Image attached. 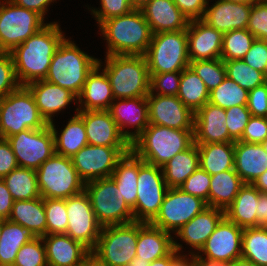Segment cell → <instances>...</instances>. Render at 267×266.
<instances>
[{
	"mask_svg": "<svg viewBox=\"0 0 267 266\" xmlns=\"http://www.w3.org/2000/svg\"><path fill=\"white\" fill-rule=\"evenodd\" d=\"M138 193L134 221L150 223L158 214L168 186L161 167L139 158Z\"/></svg>",
	"mask_w": 267,
	"mask_h": 266,
	"instance_id": "obj_12",
	"label": "cell"
},
{
	"mask_svg": "<svg viewBox=\"0 0 267 266\" xmlns=\"http://www.w3.org/2000/svg\"><path fill=\"white\" fill-rule=\"evenodd\" d=\"M242 234L243 228L224 217L203 248L198 253L191 250L189 255L204 254L210 259L231 262L242 257Z\"/></svg>",
	"mask_w": 267,
	"mask_h": 266,
	"instance_id": "obj_18",
	"label": "cell"
},
{
	"mask_svg": "<svg viewBox=\"0 0 267 266\" xmlns=\"http://www.w3.org/2000/svg\"><path fill=\"white\" fill-rule=\"evenodd\" d=\"M177 97L194 113L209 101V91L204 81L190 66L181 71Z\"/></svg>",
	"mask_w": 267,
	"mask_h": 266,
	"instance_id": "obj_39",
	"label": "cell"
},
{
	"mask_svg": "<svg viewBox=\"0 0 267 266\" xmlns=\"http://www.w3.org/2000/svg\"><path fill=\"white\" fill-rule=\"evenodd\" d=\"M17 167L18 164L9 141L0 138V179Z\"/></svg>",
	"mask_w": 267,
	"mask_h": 266,
	"instance_id": "obj_58",
	"label": "cell"
},
{
	"mask_svg": "<svg viewBox=\"0 0 267 266\" xmlns=\"http://www.w3.org/2000/svg\"><path fill=\"white\" fill-rule=\"evenodd\" d=\"M244 185V181L235 172V169L211 175L209 207L225 211Z\"/></svg>",
	"mask_w": 267,
	"mask_h": 266,
	"instance_id": "obj_37",
	"label": "cell"
},
{
	"mask_svg": "<svg viewBox=\"0 0 267 266\" xmlns=\"http://www.w3.org/2000/svg\"><path fill=\"white\" fill-rule=\"evenodd\" d=\"M212 5H207L202 18L211 27L222 33L247 28L252 3L217 0Z\"/></svg>",
	"mask_w": 267,
	"mask_h": 266,
	"instance_id": "obj_22",
	"label": "cell"
},
{
	"mask_svg": "<svg viewBox=\"0 0 267 266\" xmlns=\"http://www.w3.org/2000/svg\"><path fill=\"white\" fill-rule=\"evenodd\" d=\"M26 87L31 91L38 111L47 124L54 122V115L71 102L77 104V97L72 92L45 79L31 82Z\"/></svg>",
	"mask_w": 267,
	"mask_h": 266,
	"instance_id": "obj_24",
	"label": "cell"
},
{
	"mask_svg": "<svg viewBox=\"0 0 267 266\" xmlns=\"http://www.w3.org/2000/svg\"><path fill=\"white\" fill-rule=\"evenodd\" d=\"M255 39L248 29H236L223 33L221 59H242Z\"/></svg>",
	"mask_w": 267,
	"mask_h": 266,
	"instance_id": "obj_44",
	"label": "cell"
},
{
	"mask_svg": "<svg viewBox=\"0 0 267 266\" xmlns=\"http://www.w3.org/2000/svg\"><path fill=\"white\" fill-rule=\"evenodd\" d=\"M66 211L68 225L65 234L92 251L103 226L95 217L90 198L85 190L80 194L66 198Z\"/></svg>",
	"mask_w": 267,
	"mask_h": 266,
	"instance_id": "obj_16",
	"label": "cell"
},
{
	"mask_svg": "<svg viewBox=\"0 0 267 266\" xmlns=\"http://www.w3.org/2000/svg\"><path fill=\"white\" fill-rule=\"evenodd\" d=\"M264 149H265V152L267 154V139L262 143Z\"/></svg>",
	"mask_w": 267,
	"mask_h": 266,
	"instance_id": "obj_72",
	"label": "cell"
},
{
	"mask_svg": "<svg viewBox=\"0 0 267 266\" xmlns=\"http://www.w3.org/2000/svg\"><path fill=\"white\" fill-rule=\"evenodd\" d=\"M36 236L27 227L4 220L0 236V266H13L19 249Z\"/></svg>",
	"mask_w": 267,
	"mask_h": 266,
	"instance_id": "obj_38",
	"label": "cell"
},
{
	"mask_svg": "<svg viewBox=\"0 0 267 266\" xmlns=\"http://www.w3.org/2000/svg\"><path fill=\"white\" fill-rule=\"evenodd\" d=\"M180 255L172 264L171 266H195V260L193 255L189 254ZM190 257V258H189Z\"/></svg>",
	"mask_w": 267,
	"mask_h": 266,
	"instance_id": "obj_64",
	"label": "cell"
},
{
	"mask_svg": "<svg viewBox=\"0 0 267 266\" xmlns=\"http://www.w3.org/2000/svg\"><path fill=\"white\" fill-rule=\"evenodd\" d=\"M98 60L80 50L74 41L64 38L52 57L45 80L66 88L78 97Z\"/></svg>",
	"mask_w": 267,
	"mask_h": 266,
	"instance_id": "obj_4",
	"label": "cell"
},
{
	"mask_svg": "<svg viewBox=\"0 0 267 266\" xmlns=\"http://www.w3.org/2000/svg\"><path fill=\"white\" fill-rule=\"evenodd\" d=\"M248 95V90L226 76L215 89L209 92L208 102L226 110L236 105H247Z\"/></svg>",
	"mask_w": 267,
	"mask_h": 266,
	"instance_id": "obj_42",
	"label": "cell"
},
{
	"mask_svg": "<svg viewBox=\"0 0 267 266\" xmlns=\"http://www.w3.org/2000/svg\"><path fill=\"white\" fill-rule=\"evenodd\" d=\"M230 266H255V265L251 261L241 257L231 261Z\"/></svg>",
	"mask_w": 267,
	"mask_h": 266,
	"instance_id": "obj_68",
	"label": "cell"
},
{
	"mask_svg": "<svg viewBox=\"0 0 267 266\" xmlns=\"http://www.w3.org/2000/svg\"><path fill=\"white\" fill-rule=\"evenodd\" d=\"M178 9L190 20L202 19L209 0H173Z\"/></svg>",
	"mask_w": 267,
	"mask_h": 266,
	"instance_id": "obj_57",
	"label": "cell"
},
{
	"mask_svg": "<svg viewBox=\"0 0 267 266\" xmlns=\"http://www.w3.org/2000/svg\"><path fill=\"white\" fill-rule=\"evenodd\" d=\"M13 266H48L42 237L24 244L18 251Z\"/></svg>",
	"mask_w": 267,
	"mask_h": 266,
	"instance_id": "obj_47",
	"label": "cell"
},
{
	"mask_svg": "<svg viewBox=\"0 0 267 266\" xmlns=\"http://www.w3.org/2000/svg\"><path fill=\"white\" fill-rule=\"evenodd\" d=\"M195 260V266H230L229 261H219L216 259H210L203 257V255H193Z\"/></svg>",
	"mask_w": 267,
	"mask_h": 266,
	"instance_id": "obj_63",
	"label": "cell"
},
{
	"mask_svg": "<svg viewBox=\"0 0 267 266\" xmlns=\"http://www.w3.org/2000/svg\"><path fill=\"white\" fill-rule=\"evenodd\" d=\"M48 266H83L91 251L66 234L42 237Z\"/></svg>",
	"mask_w": 267,
	"mask_h": 266,
	"instance_id": "obj_25",
	"label": "cell"
},
{
	"mask_svg": "<svg viewBox=\"0 0 267 266\" xmlns=\"http://www.w3.org/2000/svg\"><path fill=\"white\" fill-rule=\"evenodd\" d=\"M247 108L252 116L267 117V82L249 91Z\"/></svg>",
	"mask_w": 267,
	"mask_h": 266,
	"instance_id": "obj_56",
	"label": "cell"
},
{
	"mask_svg": "<svg viewBox=\"0 0 267 266\" xmlns=\"http://www.w3.org/2000/svg\"><path fill=\"white\" fill-rule=\"evenodd\" d=\"M194 143V130H178L149 124L131 142V151L144 162L163 167L177 153Z\"/></svg>",
	"mask_w": 267,
	"mask_h": 266,
	"instance_id": "obj_3",
	"label": "cell"
},
{
	"mask_svg": "<svg viewBox=\"0 0 267 266\" xmlns=\"http://www.w3.org/2000/svg\"><path fill=\"white\" fill-rule=\"evenodd\" d=\"M234 169L245 184H253L267 170V154L263 145L235 141Z\"/></svg>",
	"mask_w": 267,
	"mask_h": 266,
	"instance_id": "obj_30",
	"label": "cell"
},
{
	"mask_svg": "<svg viewBox=\"0 0 267 266\" xmlns=\"http://www.w3.org/2000/svg\"><path fill=\"white\" fill-rule=\"evenodd\" d=\"M254 2H258V3H267V0H254Z\"/></svg>",
	"mask_w": 267,
	"mask_h": 266,
	"instance_id": "obj_73",
	"label": "cell"
},
{
	"mask_svg": "<svg viewBox=\"0 0 267 266\" xmlns=\"http://www.w3.org/2000/svg\"><path fill=\"white\" fill-rule=\"evenodd\" d=\"M149 124L194 130L195 113L177 96L148 94Z\"/></svg>",
	"mask_w": 267,
	"mask_h": 266,
	"instance_id": "obj_17",
	"label": "cell"
},
{
	"mask_svg": "<svg viewBox=\"0 0 267 266\" xmlns=\"http://www.w3.org/2000/svg\"><path fill=\"white\" fill-rule=\"evenodd\" d=\"M3 224H4V219L0 218V236H1L2 228H3Z\"/></svg>",
	"mask_w": 267,
	"mask_h": 266,
	"instance_id": "obj_71",
	"label": "cell"
},
{
	"mask_svg": "<svg viewBox=\"0 0 267 266\" xmlns=\"http://www.w3.org/2000/svg\"><path fill=\"white\" fill-rule=\"evenodd\" d=\"M84 190L90 198L95 217L102 226L134 221L133 210L126 204L110 177L88 181Z\"/></svg>",
	"mask_w": 267,
	"mask_h": 266,
	"instance_id": "obj_10",
	"label": "cell"
},
{
	"mask_svg": "<svg viewBox=\"0 0 267 266\" xmlns=\"http://www.w3.org/2000/svg\"><path fill=\"white\" fill-rule=\"evenodd\" d=\"M144 56L149 73L183 71L190 64L187 30L153 34Z\"/></svg>",
	"mask_w": 267,
	"mask_h": 266,
	"instance_id": "obj_8",
	"label": "cell"
},
{
	"mask_svg": "<svg viewBox=\"0 0 267 266\" xmlns=\"http://www.w3.org/2000/svg\"><path fill=\"white\" fill-rule=\"evenodd\" d=\"M63 33L58 22H49L10 52L20 86L46 78L52 57L65 38Z\"/></svg>",
	"mask_w": 267,
	"mask_h": 266,
	"instance_id": "obj_1",
	"label": "cell"
},
{
	"mask_svg": "<svg viewBox=\"0 0 267 266\" xmlns=\"http://www.w3.org/2000/svg\"><path fill=\"white\" fill-rule=\"evenodd\" d=\"M226 111V123L229 136L234 141H239L242 137V133L251 118V113L247 108V105H236L228 108Z\"/></svg>",
	"mask_w": 267,
	"mask_h": 266,
	"instance_id": "obj_50",
	"label": "cell"
},
{
	"mask_svg": "<svg viewBox=\"0 0 267 266\" xmlns=\"http://www.w3.org/2000/svg\"><path fill=\"white\" fill-rule=\"evenodd\" d=\"M36 174L43 199H66L85 189V182L79 177L72 159L57 153L42 163Z\"/></svg>",
	"mask_w": 267,
	"mask_h": 266,
	"instance_id": "obj_7",
	"label": "cell"
},
{
	"mask_svg": "<svg viewBox=\"0 0 267 266\" xmlns=\"http://www.w3.org/2000/svg\"><path fill=\"white\" fill-rule=\"evenodd\" d=\"M19 86L11 53L0 51V100Z\"/></svg>",
	"mask_w": 267,
	"mask_h": 266,
	"instance_id": "obj_51",
	"label": "cell"
},
{
	"mask_svg": "<svg viewBox=\"0 0 267 266\" xmlns=\"http://www.w3.org/2000/svg\"><path fill=\"white\" fill-rule=\"evenodd\" d=\"M131 147H108L87 144L71 157L79 177L86 183L111 177L117 162Z\"/></svg>",
	"mask_w": 267,
	"mask_h": 266,
	"instance_id": "obj_15",
	"label": "cell"
},
{
	"mask_svg": "<svg viewBox=\"0 0 267 266\" xmlns=\"http://www.w3.org/2000/svg\"><path fill=\"white\" fill-rule=\"evenodd\" d=\"M200 167L210 175L234 169L235 142L197 144Z\"/></svg>",
	"mask_w": 267,
	"mask_h": 266,
	"instance_id": "obj_35",
	"label": "cell"
},
{
	"mask_svg": "<svg viewBox=\"0 0 267 266\" xmlns=\"http://www.w3.org/2000/svg\"><path fill=\"white\" fill-rule=\"evenodd\" d=\"M109 112L121 133L130 143L149 125L147 97L115 99ZM128 126L135 128L134 131L125 130Z\"/></svg>",
	"mask_w": 267,
	"mask_h": 266,
	"instance_id": "obj_20",
	"label": "cell"
},
{
	"mask_svg": "<svg viewBox=\"0 0 267 266\" xmlns=\"http://www.w3.org/2000/svg\"><path fill=\"white\" fill-rule=\"evenodd\" d=\"M19 167L37 170L55 153L49 124L43 129H27L7 138Z\"/></svg>",
	"mask_w": 267,
	"mask_h": 266,
	"instance_id": "obj_14",
	"label": "cell"
},
{
	"mask_svg": "<svg viewBox=\"0 0 267 266\" xmlns=\"http://www.w3.org/2000/svg\"><path fill=\"white\" fill-rule=\"evenodd\" d=\"M13 198L5 184V182L0 179V218L7 220L10 217Z\"/></svg>",
	"mask_w": 267,
	"mask_h": 266,
	"instance_id": "obj_59",
	"label": "cell"
},
{
	"mask_svg": "<svg viewBox=\"0 0 267 266\" xmlns=\"http://www.w3.org/2000/svg\"><path fill=\"white\" fill-rule=\"evenodd\" d=\"M9 221L27 227L36 237L46 235V213L44 199L37 197L30 200L13 202Z\"/></svg>",
	"mask_w": 267,
	"mask_h": 266,
	"instance_id": "obj_33",
	"label": "cell"
},
{
	"mask_svg": "<svg viewBox=\"0 0 267 266\" xmlns=\"http://www.w3.org/2000/svg\"><path fill=\"white\" fill-rule=\"evenodd\" d=\"M223 61L226 76L248 91L267 82V76L264 73L251 68L242 59Z\"/></svg>",
	"mask_w": 267,
	"mask_h": 266,
	"instance_id": "obj_43",
	"label": "cell"
},
{
	"mask_svg": "<svg viewBox=\"0 0 267 266\" xmlns=\"http://www.w3.org/2000/svg\"><path fill=\"white\" fill-rule=\"evenodd\" d=\"M242 60L267 76V40L255 39Z\"/></svg>",
	"mask_w": 267,
	"mask_h": 266,
	"instance_id": "obj_54",
	"label": "cell"
},
{
	"mask_svg": "<svg viewBox=\"0 0 267 266\" xmlns=\"http://www.w3.org/2000/svg\"><path fill=\"white\" fill-rule=\"evenodd\" d=\"M77 111L76 108V114L68 121L64 129L61 130V135H58L55 123L51 122L49 124L54 136L55 153L59 155L71 158L88 144L85 124Z\"/></svg>",
	"mask_w": 267,
	"mask_h": 266,
	"instance_id": "obj_34",
	"label": "cell"
},
{
	"mask_svg": "<svg viewBox=\"0 0 267 266\" xmlns=\"http://www.w3.org/2000/svg\"><path fill=\"white\" fill-rule=\"evenodd\" d=\"M83 118L88 144L108 147H131L109 110H78Z\"/></svg>",
	"mask_w": 267,
	"mask_h": 266,
	"instance_id": "obj_19",
	"label": "cell"
},
{
	"mask_svg": "<svg viewBox=\"0 0 267 266\" xmlns=\"http://www.w3.org/2000/svg\"><path fill=\"white\" fill-rule=\"evenodd\" d=\"M150 0H130L131 6L134 9H141L145 6Z\"/></svg>",
	"mask_w": 267,
	"mask_h": 266,
	"instance_id": "obj_69",
	"label": "cell"
},
{
	"mask_svg": "<svg viewBox=\"0 0 267 266\" xmlns=\"http://www.w3.org/2000/svg\"><path fill=\"white\" fill-rule=\"evenodd\" d=\"M252 185L261 193H267V170Z\"/></svg>",
	"mask_w": 267,
	"mask_h": 266,
	"instance_id": "obj_65",
	"label": "cell"
},
{
	"mask_svg": "<svg viewBox=\"0 0 267 266\" xmlns=\"http://www.w3.org/2000/svg\"><path fill=\"white\" fill-rule=\"evenodd\" d=\"M210 184L211 175L199 167L184 181V183L180 186V189L190 195L201 198L209 207Z\"/></svg>",
	"mask_w": 267,
	"mask_h": 266,
	"instance_id": "obj_49",
	"label": "cell"
},
{
	"mask_svg": "<svg viewBox=\"0 0 267 266\" xmlns=\"http://www.w3.org/2000/svg\"><path fill=\"white\" fill-rule=\"evenodd\" d=\"M260 193L252 184H245L224 211L225 217L243 229L257 227L256 209Z\"/></svg>",
	"mask_w": 267,
	"mask_h": 266,
	"instance_id": "obj_32",
	"label": "cell"
},
{
	"mask_svg": "<svg viewBox=\"0 0 267 266\" xmlns=\"http://www.w3.org/2000/svg\"><path fill=\"white\" fill-rule=\"evenodd\" d=\"M100 32L107 42V55H145L152 31L141 9L103 21Z\"/></svg>",
	"mask_w": 267,
	"mask_h": 266,
	"instance_id": "obj_2",
	"label": "cell"
},
{
	"mask_svg": "<svg viewBox=\"0 0 267 266\" xmlns=\"http://www.w3.org/2000/svg\"><path fill=\"white\" fill-rule=\"evenodd\" d=\"M100 5V9H91V14L99 25L107 19L128 14L134 9L130 0H100Z\"/></svg>",
	"mask_w": 267,
	"mask_h": 266,
	"instance_id": "obj_52",
	"label": "cell"
},
{
	"mask_svg": "<svg viewBox=\"0 0 267 266\" xmlns=\"http://www.w3.org/2000/svg\"><path fill=\"white\" fill-rule=\"evenodd\" d=\"M47 24L37 12L0 0V51L11 52Z\"/></svg>",
	"mask_w": 267,
	"mask_h": 266,
	"instance_id": "obj_11",
	"label": "cell"
},
{
	"mask_svg": "<svg viewBox=\"0 0 267 266\" xmlns=\"http://www.w3.org/2000/svg\"><path fill=\"white\" fill-rule=\"evenodd\" d=\"M102 61L87 76L81 93L77 97V110H109L115 100L110 81L101 67ZM100 71V72H99ZM79 103V104H78Z\"/></svg>",
	"mask_w": 267,
	"mask_h": 266,
	"instance_id": "obj_26",
	"label": "cell"
},
{
	"mask_svg": "<svg viewBox=\"0 0 267 266\" xmlns=\"http://www.w3.org/2000/svg\"><path fill=\"white\" fill-rule=\"evenodd\" d=\"M149 75L150 94L177 96L181 80V71L149 73Z\"/></svg>",
	"mask_w": 267,
	"mask_h": 266,
	"instance_id": "obj_48",
	"label": "cell"
},
{
	"mask_svg": "<svg viewBox=\"0 0 267 266\" xmlns=\"http://www.w3.org/2000/svg\"><path fill=\"white\" fill-rule=\"evenodd\" d=\"M242 258L255 266H267V227L243 229Z\"/></svg>",
	"mask_w": 267,
	"mask_h": 266,
	"instance_id": "obj_41",
	"label": "cell"
},
{
	"mask_svg": "<svg viewBox=\"0 0 267 266\" xmlns=\"http://www.w3.org/2000/svg\"><path fill=\"white\" fill-rule=\"evenodd\" d=\"M141 10L153 34L187 30L189 19L173 0H150Z\"/></svg>",
	"mask_w": 267,
	"mask_h": 266,
	"instance_id": "obj_28",
	"label": "cell"
},
{
	"mask_svg": "<svg viewBox=\"0 0 267 266\" xmlns=\"http://www.w3.org/2000/svg\"><path fill=\"white\" fill-rule=\"evenodd\" d=\"M47 125L26 86H19L0 100V138L7 139L21 131L43 129Z\"/></svg>",
	"mask_w": 267,
	"mask_h": 266,
	"instance_id": "obj_6",
	"label": "cell"
},
{
	"mask_svg": "<svg viewBox=\"0 0 267 266\" xmlns=\"http://www.w3.org/2000/svg\"><path fill=\"white\" fill-rule=\"evenodd\" d=\"M173 239L170 232L150 223L138 222L136 256L150 263L163 258L174 250Z\"/></svg>",
	"mask_w": 267,
	"mask_h": 266,
	"instance_id": "obj_29",
	"label": "cell"
},
{
	"mask_svg": "<svg viewBox=\"0 0 267 266\" xmlns=\"http://www.w3.org/2000/svg\"><path fill=\"white\" fill-rule=\"evenodd\" d=\"M182 249V244L174 239V250L169 255L152 261L148 266H171V264L182 254Z\"/></svg>",
	"mask_w": 267,
	"mask_h": 266,
	"instance_id": "obj_62",
	"label": "cell"
},
{
	"mask_svg": "<svg viewBox=\"0 0 267 266\" xmlns=\"http://www.w3.org/2000/svg\"><path fill=\"white\" fill-rule=\"evenodd\" d=\"M103 70L115 99L147 97L150 75L144 55H107Z\"/></svg>",
	"mask_w": 267,
	"mask_h": 266,
	"instance_id": "obj_5",
	"label": "cell"
},
{
	"mask_svg": "<svg viewBox=\"0 0 267 266\" xmlns=\"http://www.w3.org/2000/svg\"><path fill=\"white\" fill-rule=\"evenodd\" d=\"M225 217L224 210L206 207L189 222L175 232V237L181 239L197 251H200L208 237L215 231L219 222Z\"/></svg>",
	"mask_w": 267,
	"mask_h": 266,
	"instance_id": "obj_27",
	"label": "cell"
},
{
	"mask_svg": "<svg viewBox=\"0 0 267 266\" xmlns=\"http://www.w3.org/2000/svg\"><path fill=\"white\" fill-rule=\"evenodd\" d=\"M225 109L206 103L195 112L194 143L235 142L227 129Z\"/></svg>",
	"mask_w": 267,
	"mask_h": 266,
	"instance_id": "obj_23",
	"label": "cell"
},
{
	"mask_svg": "<svg viewBox=\"0 0 267 266\" xmlns=\"http://www.w3.org/2000/svg\"><path fill=\"white\" fill-rule=\"evenodd\" d=\"M257 227H267V193H260L256 209Z\"/></svg>",
	"mask_w": 267,
	"mask_h": 266,
	"instance_id": "obj_61",
	"label": "cell"
},
{
	"mask_svg": "<svg viewBox=\"0 0 267 266\" xmlns=\"http://www.w3.org/2000/svg\"><path fill=\"white\" fill-rule=\"evenodd\" d=\"M256 39L267 40V3H252L247 28Z\"/></svg>",
	"mask_w": 267,
	"mask_h": 266,
	"instance_id": "obj_53",
	"label": "cell"
},
{
	"mask_svg": "<svg viewBox=\"0 0 267 266\" xmlns=\"http://www.w3.org/2000/svg\"><path fill=\"white\" fill-rule=\"evenodd\" d=\"M207 206L201 198L180 188H168L156 217L150 222L164 231L175 233Z\"/></svg>",
	"mask_w": 267,
	"mask_h": 266,
	"instance_id": "obj_13",
	"label": "cell"
},
{
	"mask_svg": "<svg viewBox=\"0 0 267 266\" xmlns=\"http://www.w3.org/2000/svg\"><path fill=\"white\" fill-rule=\"evenodd\" d=\"M139 157L132 151L125 154L118 162L111 175L126 204L135 209L138 193Z\"/></svg>",
	"mask_w": 267,
	"mask_h": 266,
	"instance_id": "obj_31",
	"label": "cell"
},
{
	"mask_svg": "<svg viewBox=\"0 0 267 266\" xmlns=\"http://www.w3.org/2000/svg\"><path fill=\"white\" fill-rule=\"evenodd\" d=\"M46 235L65 234L68 225L66 199H44Z\"/></svg>",
	"mask_w": 267,
	"mask_h": 266,
	"instance_id": "obj_45",
	"label": "cell"
},
{
	"mask_svg": "<svg viewBox=\"0 0 267 266\" xmlns=\"http://www.w3.org/2000/svg\"><path fill=\"white\" fill-rule=\"evenodd\" d=\"M187 39L190 62L221 58L223 33L202 19L189 21Z\"/></svg>",
	"mask_w": 267,
	"mask_h": 266,
	"instance_id": "obj_21",
	"label": "cell"
},
{
	"mask_svg": "<svg viewBox=\"0 0 267 266\" xmlns=\"http://www.w3.org/2000/svg\"><path fill=\"white\" fill-rule=\"evenodd\" d=\"M149 261L140 259V257L135 256L126 266H148Z\"/></svg>",
	"mask_w": 267,
	"mask_h": 266,
	"instance_id": "obj_67",
	"label": "cell"
},
{
	"mask_svg": "<svg viewBox=\"0 0 267 266\" xmlns=\"http://www.w3.org/2000/svg\"><path fill=\"white\" fill-rule=\"evenodd\" d=\"M267 139V117L251 116L239 141L262 144Z\"/></svg>",
	"mask_w": 267,
	"mask_h": 266,
	"instance_id": "obj_55",
	"label": "cell"
},
{
	"mask_svg": "<svg viewBox=\"0 0 267 266\" xmlns=\"http://www.w3.org/2000/svg\"><path fill=\"white\" fill-rule=\"evenodd\" d=\"M233 2H244V3H254V0H228Z\"/></svg>",
	"mask_w": 267,
	"mask_h": 266,
	"instance_id": "obj_70",
	"label": "cell"
},
{
	"mask_svg": "<svg viewBox=\"0 0 267 266\" xmlns=\"http://www.w3.org/2000/svg\"><path fill=\"white\" fill-rule=\"evenodd\" d=\"M14 4L35 11L45 19L49 5L56 0H11Z\"/></svg>",
	"mask_w": 267,
	"mask_h": 266,
	"instance_id": "obj_60",
	"label": "cell"
},
{
	"mask_svg": "<svg viewBox=\"0 0 267 266\" xmlns=\"http://www.w3.org/2000/svg\"><path fill=\"white\" fill-rule=\"evenodd\" d=\"M189 66L204 81L209 92L226 77L225 63L221 58L191 61Z\"/></svg>",
	"mask_w": 267,
	"mask_h": 266,
	"instance_id": "obj_46",
	"label": "cell"
},
{
	"mask_svg": "<svg viewBox=\"0 0 267 266\" xmlns=\"http://www.w3.org/2000/svg\"><path fill=\"white\" fill-rule=\"evenodd\" d=\"M200 167L197 144L177 153L162 168L168 188H180L184 181Z\"/></svg>",
	"mask_w": 267,
	"mask_h": 266,
	"instance_id": "obj_36",
	"label": "cell"
},
{
	"mask_svg": "<svg viewBox=\"0 0 267 266\" xmlns=\"http://www.w3.org/2000/svg\"><path fill=\"white\" fill-rule=\"evenodd\" d=\"M137 240V221L103 226L91 254L108 266H126L136 256Z\"/></svg>",
	"mask_w": 267,
	"mask_h": 266,
	"instance_id": "obj_9",
	"label": "cell"
},
{
	"mask_svg": "<svg viewBox=\"0 0 267 266\" xmlns=\"http://www.w3.org/2000/svg\"><path fill=\"white\" fill-rule=\"evenodd\" d=\"M2 180L5 182L14 201L41 197L36 170L18 166L4 176Z\"/></svg>",
	"mask_w": 267,
	"mask_h": 266,
	"instance_id": "obj_40",
	"label": "cell"
},
{
	"mask_svg": "<svg viewBox=\"0 0 267 266\" xmlns=\"http://www.w3.org/2000/svg\"><path fill=\"white\" fill-rule=\"evenodd\" d=\"M83 266H108L107 264L99 261L94 255L90 254L83 264Z\"/></svg>",
	"mask_w": 267,
	"mask_h": 266,
	"instance_id": "obj_66",
	"label": "cell"
}]
</instances>
